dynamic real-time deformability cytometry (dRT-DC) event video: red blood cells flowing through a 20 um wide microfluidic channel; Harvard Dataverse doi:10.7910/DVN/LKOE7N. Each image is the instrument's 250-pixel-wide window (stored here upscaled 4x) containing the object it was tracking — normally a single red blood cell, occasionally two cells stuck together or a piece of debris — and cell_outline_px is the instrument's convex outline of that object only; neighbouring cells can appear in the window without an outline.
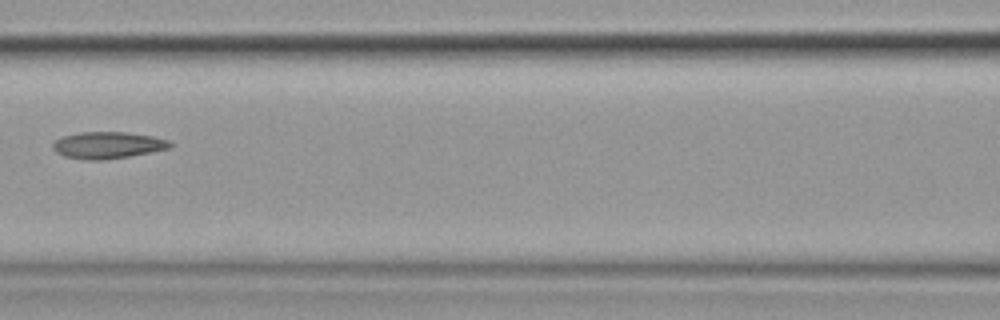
{"species": "common noctule bat (a hibernating species)", "species_latin": "Nyctalus noctula", "temperature_condition": "cold", "stored_images_in_passage": 11, "camera_frame_rate_fps": 3000, "um_per_image_px": 0.085, "animal": {"sex": "female", "body_mass_g": 19.9}, "frame": {"image": 1, "passage_image": 7, "time_ms": 7.667, "image_size_px": [1000, 320], "cell_outline_px": [[172, 148], [152, 152], [104, 160], [84, 160], [64, 156], [56, 152], [52, 148], [52, 144], [56, 140], [64, 136], [80, 132], [124, 132], [152, 136], [172, 140]], "centroid_in_image_um": [9.19, 12.34], "position_along_channel_um": 157.4, "area_um2": 18.38}}
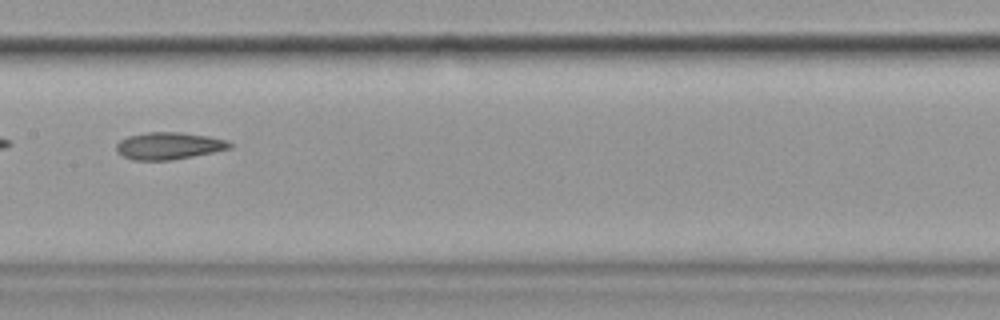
{"frame": {"image": 2, "passage_image": 8, "time_ms": 8.667, "image_size_px": [1000, 320], "cell_outline_px": [[232, 148], [172, 160], [132, 160], [116, 152], [116, 144], [120, 140], [128, 136], [148, 132], [180, 132], [208, 136], [228, 140], [232, 144]], "centroid_in_image_um": [14.34, 12.39], "position_along_channel_um": 193.1, "area_um2": 17.92}}
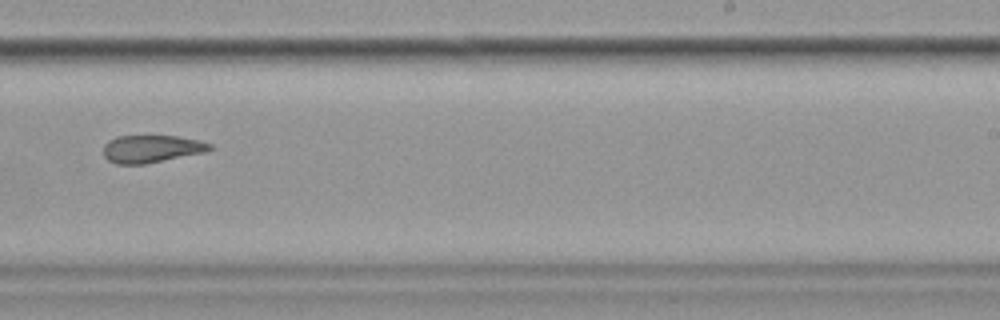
{"frame": {"image": 3, "passage_image": 10, "time_ms": 11.0, "image_size_px": [1000, 320], "cell_outline_px": [[212, 148], [204, 152], [144, 164], [116, 164], [108, 160], [104, 156], [104, 144], [108, 140], [116, 136], [176, 136], [200, 140], [212, 144]], "centroid_in_image_um": [12.85, 12.64], "position_along_channel_um": 276.2, "area_um2": 16.99}}